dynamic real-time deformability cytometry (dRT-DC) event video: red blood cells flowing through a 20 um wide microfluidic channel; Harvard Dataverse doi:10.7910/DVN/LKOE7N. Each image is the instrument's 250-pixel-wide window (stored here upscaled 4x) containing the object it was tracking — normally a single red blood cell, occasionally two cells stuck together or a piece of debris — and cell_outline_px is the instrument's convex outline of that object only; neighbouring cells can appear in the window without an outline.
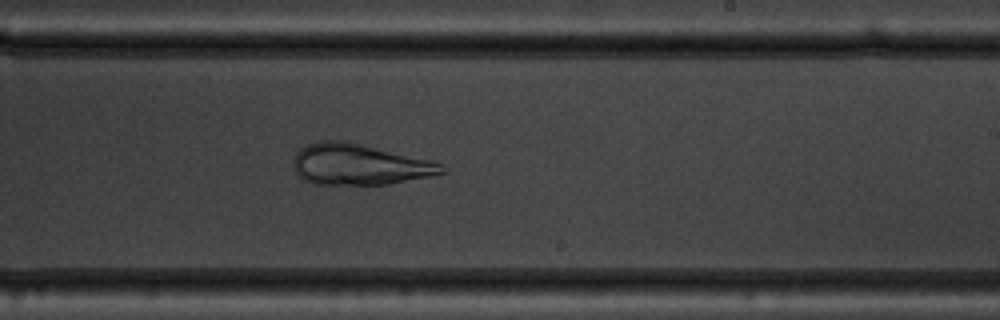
{"species": "common noctule bat (a hibernating species)", "species_latin": "Nyctalus noctula", "temperature_condition": "warm", "stored_images_in_passage": 49, "camera_frame_rate_fps": 3000, "um_per_image_px": 0.085, "animal": {"sex": "male", "body_mass_g": 19.5, "forearm_length_mm": 54.6}, "frame": {"image": 1, "passage_image": 28, "time_ms": 9.0, "image_size_px": [1000, 320], "cell_outline_px": [[444, 172], [432, 176], [388, 184], [312, 184], [304, 180], [296, 172], [292, 164], [292, 160], [296, 152], [300, 148], [308, 144], [320, 140], [348, 140], [432, 160], [440, 164]], "centroid_in_image_um": [30.5, 13.96], "position_along_channel_um": 258.5, "area_um2": 35.72}}